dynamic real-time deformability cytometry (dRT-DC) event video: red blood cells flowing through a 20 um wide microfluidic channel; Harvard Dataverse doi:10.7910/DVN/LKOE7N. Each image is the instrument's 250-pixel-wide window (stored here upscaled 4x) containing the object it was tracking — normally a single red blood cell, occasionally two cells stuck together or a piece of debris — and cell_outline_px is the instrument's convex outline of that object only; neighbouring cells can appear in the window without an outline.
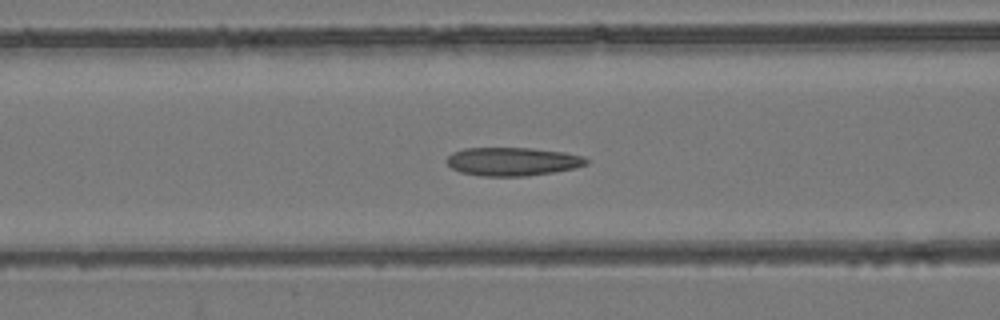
{"species": "common noctule bat (a hibernating species)", "species_latin": "Nyctalus noctula", "temperature_condition": "room temperature", "stored_images_in_passage": 37, "camera_frame_rate_fps": 3000, "um_per_image_px": 0.085, "animal": {"sex": "female", "body_mass_g": 24.6, "forearm_length_mm": 56.2}, "frame": {"image": 1, "passage_image": 5, "time_ms": 1.333, "image_size_px": [1000, 320], "cell_outline_px": [[588, 164], [576, 168], [528, 176], [480, 176], [460, 172], [452, 168], [444, 160], [452, 152], [464, 148], [532, 148], [564, 152], [584, 156], [588, 160]], "centroid_in_image_um": [43.56, 13.73], "position_along_channel_um": 123.0, "area_um2": 23.29}}
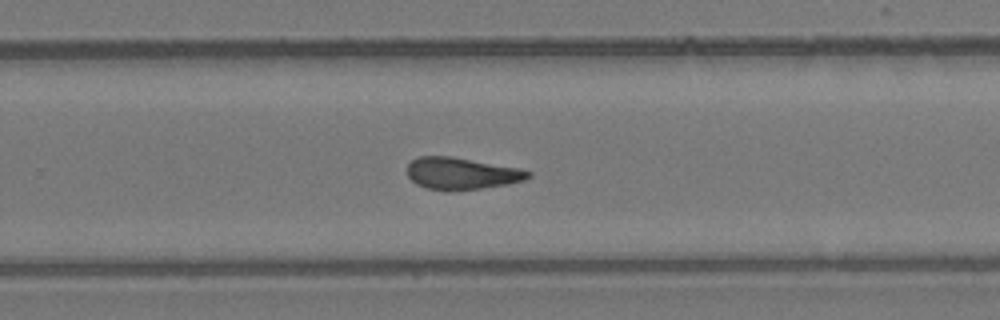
{"frame": {"image": 2, "passage_image": 18, "time_ms": 5.667, "image_size_px": [1000, 320], "cell_outline_px": [[532, 176], [524, 180], [508, 184], [484, 188], [452, 192], [448, 192], [428, 188], [416, 184], [408, 176], [408, 164], [412, 160], [420, 156], [452, 156], [520, 168], [532, 172]], "centroid_in_image_um": [39.25, 14.76], "position_along_channel_um": 290.5, "area_um2": 22.83}}
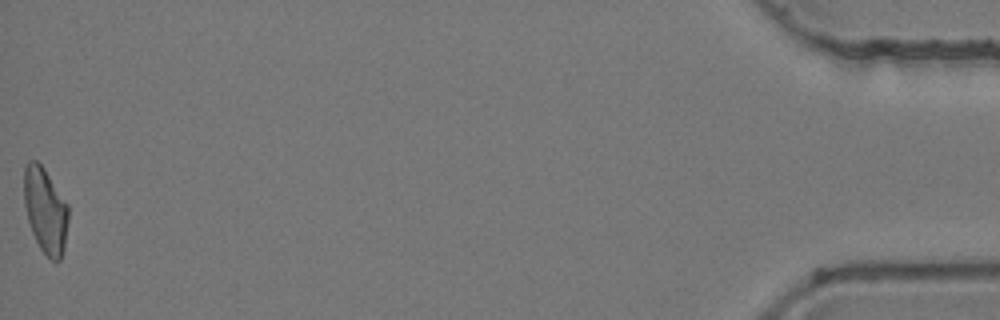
{"frame": {"image": 3, "passage_image": 37, "time_ms": 12.0, "image_size_px": [1000, 320], "cell_outline_px": [[68, 220], [64, 248], [60, 260], [52, 260], [40, 248], [32, 232], [28, 220], [24, 204], [24, 164], [28, 160], [36, 160], [44, 168], [68, 204]], "centroid_in_image_um": [3.85, 17.85], "position_along_channel_um": 431.4, "area_um2": 22.02}, "authors_computed_cell_mechanics": {"area_um2": 22.4842, "velocity_mm_per_s": 3.8752, "shape_relaxation_time_tau1_ms": null, "shape_relaxation_time_tau2_ms": 3.6558, "deformation_change_tau1": null, "deformation_change_tau2": 0.1203}}